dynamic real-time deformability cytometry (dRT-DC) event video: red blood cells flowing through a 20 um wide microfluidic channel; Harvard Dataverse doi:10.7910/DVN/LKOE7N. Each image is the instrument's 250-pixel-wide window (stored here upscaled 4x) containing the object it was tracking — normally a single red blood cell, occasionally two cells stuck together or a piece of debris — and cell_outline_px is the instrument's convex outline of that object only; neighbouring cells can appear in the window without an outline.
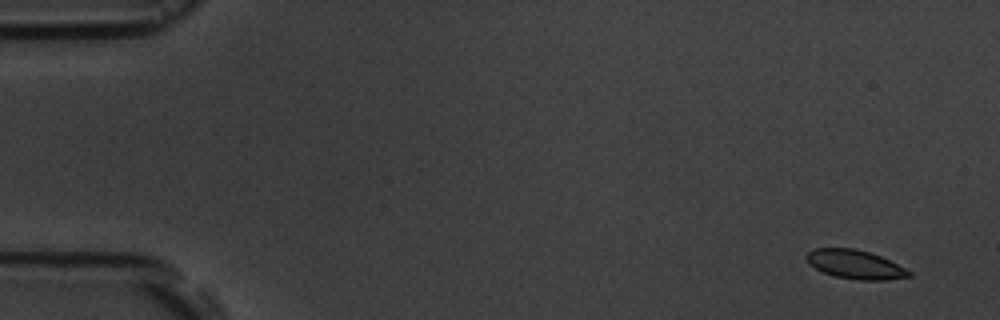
{"species": "common noctule bat (a hibernating species)", "species_latin": "Nyctalus noctula", "temperature_condition": "room temperature", "stored_images_in_passage": 5, "camera_frame_rate_fps": 3000, "um_per_image_px": 0.085, "animal": {"sex": "male", "body_mass_g": 19.5, "forearm_length_mm": 54.6}, "frame": {"image": 1, "passage_image": 1, "time_ms": 0.0, "image_size_px": [1000, 320], "cell_outline_px": [[912, 276], [884, 280], [860, 280], [836, 276], [824, 272], [808, 264], [804, 256], [812, 248], [856, 248], [880, 256], [912, 272]], "centroid_in_image_um": [72.65, 22.46], "position_along_channel_um": 12.4, "area_um2": 17.11}}
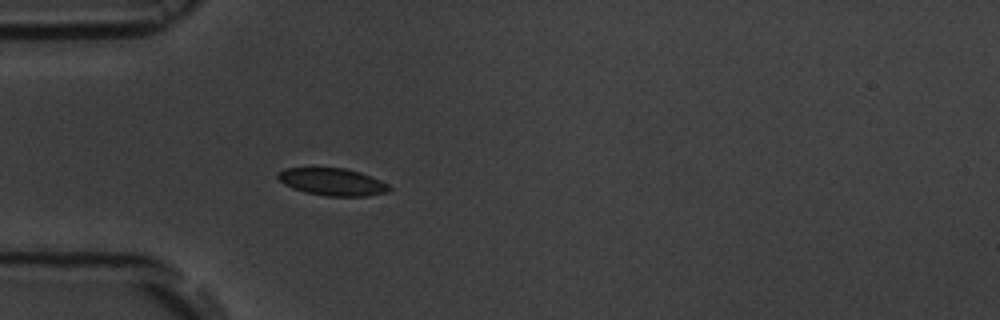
{"frame": {"image": 2, "passage_image": 5, "time_ms": 4.667, "image_size_px": [1000, 320], "cell_outline_px": [[392, 188], [388, 192], [364, 196], [328, 196], [304, 192], [292, 188], [284, 184], [276, 176], [276, 172], [284, 168], [344, 168], [360, 172], [380, 180], [388, 184]], "centroid_in_image_um": [28.23, 15.46], "position_along_channel_um": 56.8, "area_um2": 17.74}}